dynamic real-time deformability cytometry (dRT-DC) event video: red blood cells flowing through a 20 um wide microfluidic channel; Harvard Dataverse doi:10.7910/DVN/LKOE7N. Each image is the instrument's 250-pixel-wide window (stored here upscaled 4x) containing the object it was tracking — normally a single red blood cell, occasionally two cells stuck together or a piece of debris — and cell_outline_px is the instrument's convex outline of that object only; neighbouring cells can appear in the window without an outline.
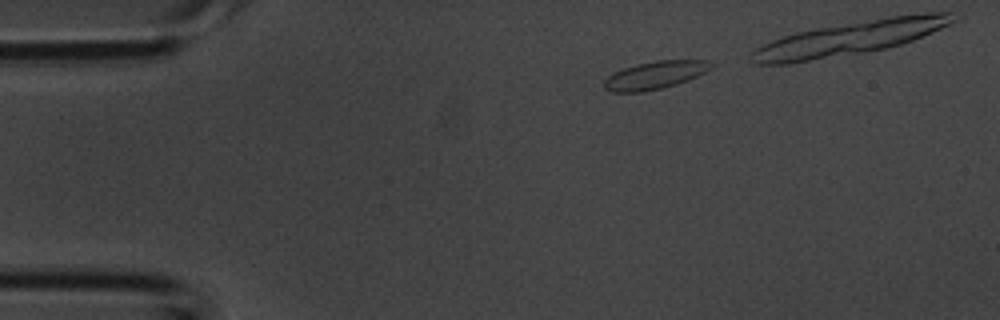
{"species": "common noctule bat (a hibernating species)", "species_latin": "Nyctalus noctula", "temperature_condition": "room temperature", "stored_images_in_passage": 4, "camera_frame_rate_fps": 3000, "um_per_image_px": 0.085, "animal": {"sex": "male", "body_mass_g": 20.1, "forearm_length_mm": 53.5}, "frame": {"image": 1, "passage_image": 1, "time_ms": 0.0, "image_size_px": [1000, 320], "cell_outline_px": [[716, 64], [712, 68], [688, 80], [676, 84], [660, 88], [640, 92], [612, 92], [604, 88], [604, 80], [612, 72], [636, 64], [656, 60], [708, 60]], "centroid_in_image_um": [55.67, 6.37], "position_along_channel_um": 29.3, "area_um2": 17.34}}